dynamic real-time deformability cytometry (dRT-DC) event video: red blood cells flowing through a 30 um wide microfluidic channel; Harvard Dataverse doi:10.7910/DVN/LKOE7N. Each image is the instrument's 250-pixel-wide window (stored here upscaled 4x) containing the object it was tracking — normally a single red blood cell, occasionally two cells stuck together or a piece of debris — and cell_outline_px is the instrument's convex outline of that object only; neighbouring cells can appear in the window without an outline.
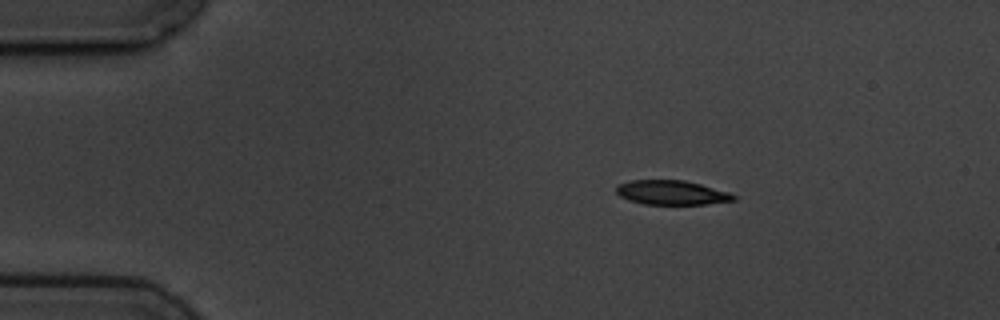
{"species": "common noctule bat (a hibernating species)", "species_latin": "Nyctalus noctula", "temperature_condition": "cold", "stored_images_in_passage": 5, "camera_frame_rate_fps": 3000, "um_per_image_px": 0.085, "animal": {"sex": "male", "body_mass_g": 19.5, "forearm_length_mm": 54.6}, "frame": {"image": 1, "passage_image": 2, "time_ms": 1.0, "image_size_px": [1000, 320], "cell_outline_px": [[736, 200], [704, 204], [644, 204], [628, 200], [620, 196], [616, 192], [616, 188], [620, 184], [628, 180], [684, 180], [700, 184], [728, 192], [736, 196]], "centroid_in_image_um": [57.07, 16.37], "position_along_channel_um": 27.9, "area_um2": 16.53}}
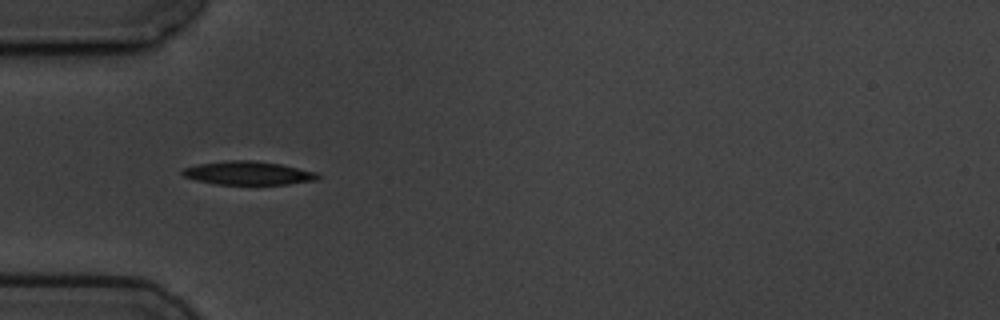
{"frame": {"image": 2, "passage_image": 4, "time_ms": 3.667, "image_size_px": [1000, 320], "cell_outline_px": [[320, 176], [316, 180], [288, 184], [216, 184], [196, 180], [184, 176], [180, 172], [184, 168], [196, 164], [228, 160], [252, 160], [280, 164], [316, 172]], "centroid_in_image_um": [21.06, 14.7], "position_along_channel_um": 63.9, "area_um2": 18.44}}
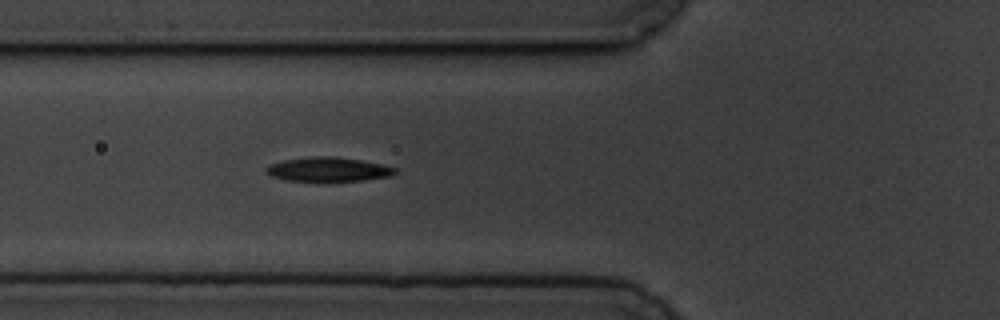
{"frame": {"image": 3, "passage_image": 5, "time_ms": 4.667, "image_size_px": [1000, 320], "cell_outline_px": [[396, 172], [392, 176], [328, 184], [284, 180], [272, 176], [264, 168], [272, 164], [284, 160], [312, 156], [332, 156], [360, 160], [380, 164], [396, 168]], "centroid_in_image_um": [27.88, 14.44], "position_along_channel_um": 97.9, "area_um2": 18.79}}